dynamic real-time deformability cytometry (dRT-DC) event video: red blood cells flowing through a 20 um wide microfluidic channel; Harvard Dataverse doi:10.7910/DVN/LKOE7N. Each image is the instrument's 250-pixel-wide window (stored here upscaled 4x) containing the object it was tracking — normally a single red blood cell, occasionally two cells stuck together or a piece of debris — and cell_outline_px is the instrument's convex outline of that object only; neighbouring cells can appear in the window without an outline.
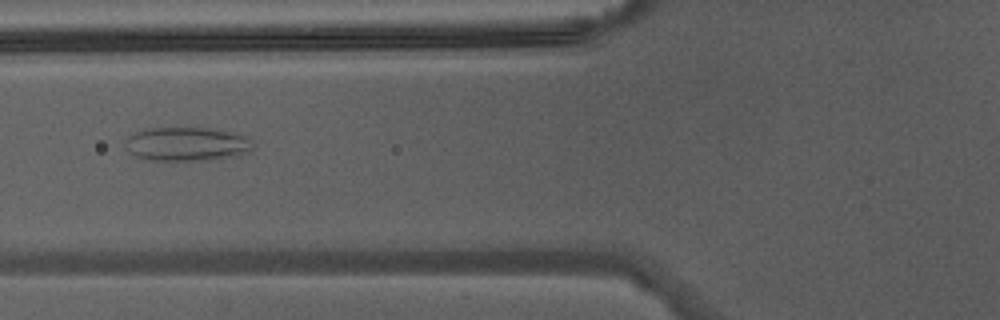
{"species": "Egyptian fruit bat (a non-hibernating species)", "species_latin": "Rousettus aegyptiacus", "temperature_condition": "warm", "stored_images_in_passage": 39, "camera_frame_rate_fps": 3000, "um_per_image_px": 0.085, "animal": {"sex": "male"}, "frame": {"image": 1, "passage_image": 12, "time_ms": 3.667, "image_size_px": [1000, 320], "cell_outline_px": [[252, 152], [240, 156], [208, 160], [148, 160], [136, 156], [128, 152], [124, 144], [124, 140], [128, 136], [144, 128], [208, 128], [236, 132], [248, 136], [252, 148]], "centroid_in_image_um": [15.89, 12.25], "position_along_channel_um": 109.9, "area_um2": 25.66}}